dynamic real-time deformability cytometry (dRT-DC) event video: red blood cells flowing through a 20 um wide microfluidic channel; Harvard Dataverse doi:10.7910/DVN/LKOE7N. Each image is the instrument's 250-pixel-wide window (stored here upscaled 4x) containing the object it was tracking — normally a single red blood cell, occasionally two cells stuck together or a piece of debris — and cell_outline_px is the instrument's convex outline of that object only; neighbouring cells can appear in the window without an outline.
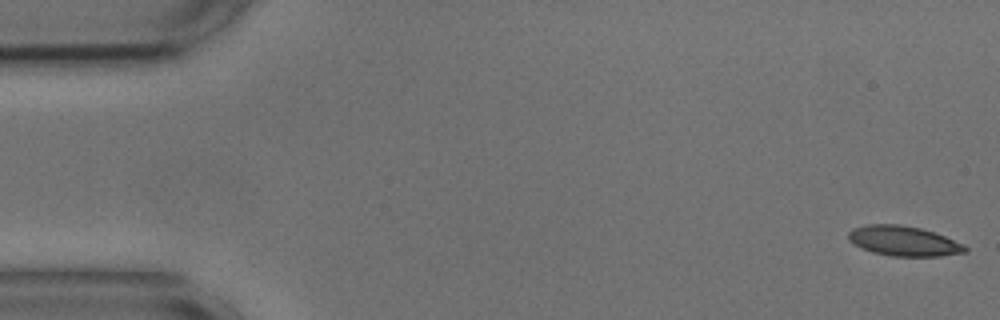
{"species": "common noctule bat (a hibernating species)", "species_latin": "Nyctalus noctula", "temperature_condition": "cold", "stored_images_in_passage": 55, "camera_frame_rate_fps": 3000, "um_per_image_px": 0.085, "animal": {"sex": "male", "body_mass_g": 17.9, "forearm_length_mm": 54.2}, "frame": {"image": 1, "passage_image": 1, "time_ms": 0.0, "image_size_px": [1000, 320], "cell_outline_px": [[968, 252], [940, 256], [892, 256], [872, 252], [860, 248], [848, 240], [848, 232], [852, 228], [864, 224], [900, 224], [920, 228], [944, 236], [964, 244], [968, 248]], "centroid_in_image_um": [76.78, 20.48], "position_along_channel_um": 8.2, "area_um2": 20.52}}
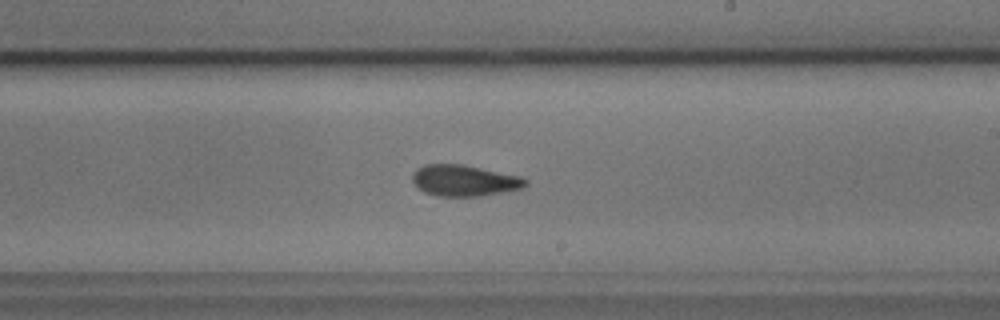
{"frame": {"image": 2, "passage_image": 31, "time_ms": 10.0, "image_size_px": [1000, 320], "cell_outline_px": [[528, 184], [520, 188], [480, 196], [436, 196], [424, 192], [416, 188], [412, 180], [412, 176], [416, 168], [424, 164], [460, 164], [520, 176], [528, 180]], "centroid_in_image_um": [39.4, 15.34], "position_along_channel_um": 249.6, "area_um2": 20.46}}
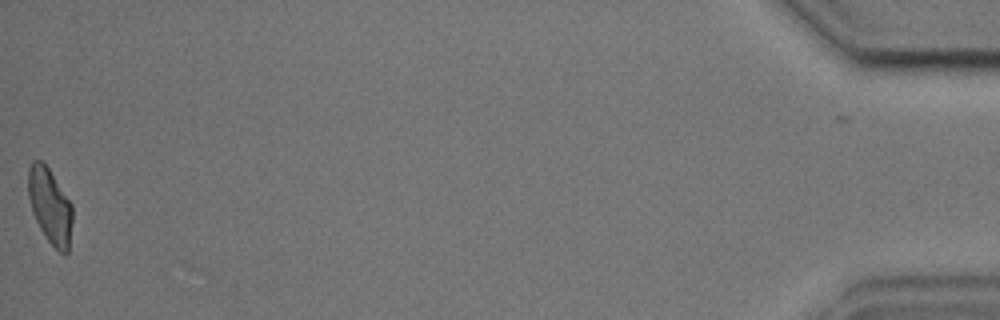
{"frame": {"image": 3, "passage_image": 54, "time_ms": 17.667, "image_size_px": [1000, 320], "cell_outline_px": [[72, 220], [68, 252], [64, 256], [48, 240], [40, 228], [32, 212], [28, 196], [28, 168], [32, 160], [40, 160], [48, 168], [72, 204]], "centroid_in_image_um": [4.24, 17.5], "position_along_channel_um": 431.0, "area_um2": 19.25}, "authors_computed_cell_mechanics": {"area_um2": 20.4612, "velocity_mm_per_s": 3.6569, "shape_relaxation_time_tau1_ms": null, "shape_relaxation_time_tau2_ms": 2.573, "deformation_change_tau1": null, "deformation_change_tau2": 0.0846}}